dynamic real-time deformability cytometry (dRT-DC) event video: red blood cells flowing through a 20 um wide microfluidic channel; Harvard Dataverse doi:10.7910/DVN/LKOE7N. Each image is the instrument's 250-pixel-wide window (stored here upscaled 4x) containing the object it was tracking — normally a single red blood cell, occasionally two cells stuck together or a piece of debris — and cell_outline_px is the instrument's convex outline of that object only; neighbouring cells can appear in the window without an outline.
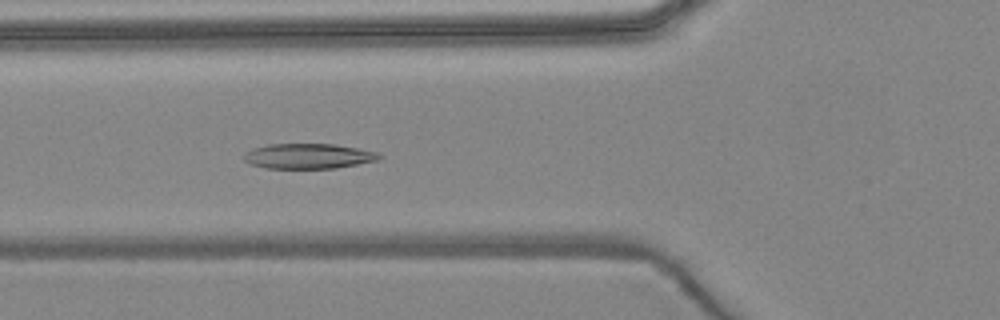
{"species": "common noctule bat (a hibernating species)", "species_latin": "Nyctalus noctula", "temperature_condition": "warm", "stored_images_in_passage": 7, "camera_frame_rate_fps": 3000, "um_per_image_px": 0.085, "animal": {"sex": "female", "body_mass_g": 24.6, "forearm_length_mm": 56.2}, "frame": {"image": 1, "passage_image": 7, "time_ms": 8.0, "image_size_px": [1000, 320], "cell_outline_px": [[380, 160], [336, 168], [264, 168], [252, 164], [244, 160], [244, 152], [252, 148], [268, 144], [336, 144], [376, 152], [380, 156]], "centroid_in_image_um": [26.18, 13.27], "position_along_channel_um": 99.6, "area_um2": 19.77}}